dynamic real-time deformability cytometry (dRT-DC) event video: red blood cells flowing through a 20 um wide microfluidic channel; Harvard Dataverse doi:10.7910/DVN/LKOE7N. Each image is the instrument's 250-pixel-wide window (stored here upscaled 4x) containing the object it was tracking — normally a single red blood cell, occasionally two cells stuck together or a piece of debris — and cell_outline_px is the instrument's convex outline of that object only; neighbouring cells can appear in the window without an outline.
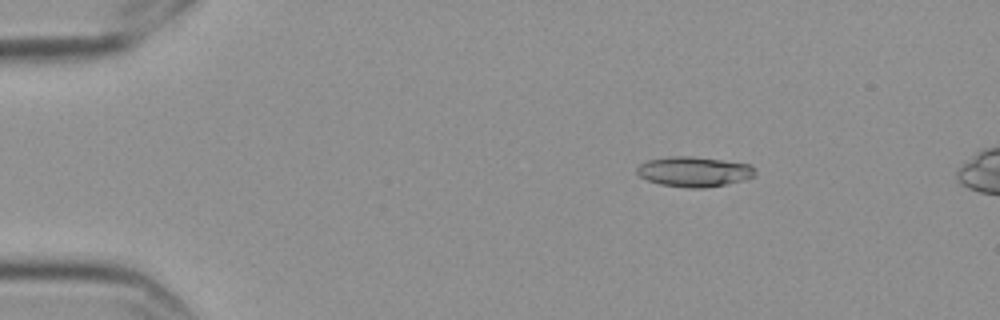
{"species": "Egyptian fruit bat (a non-hibernating species)", "species_latin": "Rousettus aegyptiacus", "temperature_condition": "cold", "stored_images_in_passage": 51, "camera_frame_rate_fps": 3000, "um_per_image_px": 0.085, "frame": {"image": 1, "passage_image": 2, "time_ms": 0.333, "image_size_px": [1000, 320], "cell_outline_px": [[756, 176], [728, 184], [704, 188], [688, 188], [660, 184], [648, 180], [640, 176], [636, 172], [636, 168], [640, 164], [648, 160], [668, 156], [692, 156], [752, 164], [756, 172]], "centroid_in_image_um": [59.02, 14.59], "position_along_channel_um": 26.0, "area_um2": 20.87}}
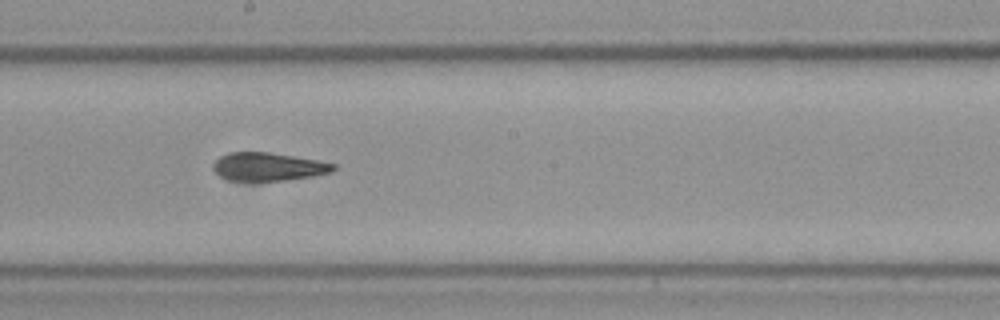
{"frame": {"image": 2, "passage_image": 25, "time_ms": 8.0, "image_size_px": [1000, 320], "cell_outline_px": [[336, 168], [332, 172], [312, 176], [284, 180], [228, 180], [220, 176], [212, 168], [212, 164], [220, 156], [228, 152], [272, 152], [316, 160], [336, 164]], "centroid_in_image_um": [22.79, 14.15], "position_along_channel_um": 225.4, "area_um2": 19.65}}
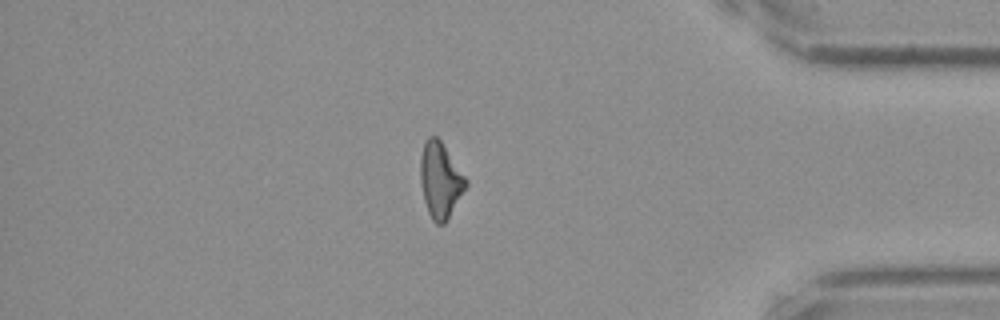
{"frame": {"image": 3, "passage_image": 42, "time_ms": 13.667, "image_size_px": [1000, 320], "cell_outline_px": [[468, 184], [444, 224], [436, 224], [432, 220], [428, 212], [424, 200], [420, 180], [420, 156], [424, 144], [428, 136], [436, 136], [440, 140], [468, 180]], "centroid_in_image_um": [37.41, 15.31], "position_along_channel_um": 397.8, "area_um2": 19.83}, "authors_computed_cell_mechanics": {"area_um2": 20.1722, "velocity_mm_per_s": 3.5562, "shape_relaxation_time_tau1_ms": 10.2308, "shape_relaxation_time_tau2_ms": 6.1252, "deformation_change_tau1": 0.2485, "deformation_change_tau2": 0.1742}}